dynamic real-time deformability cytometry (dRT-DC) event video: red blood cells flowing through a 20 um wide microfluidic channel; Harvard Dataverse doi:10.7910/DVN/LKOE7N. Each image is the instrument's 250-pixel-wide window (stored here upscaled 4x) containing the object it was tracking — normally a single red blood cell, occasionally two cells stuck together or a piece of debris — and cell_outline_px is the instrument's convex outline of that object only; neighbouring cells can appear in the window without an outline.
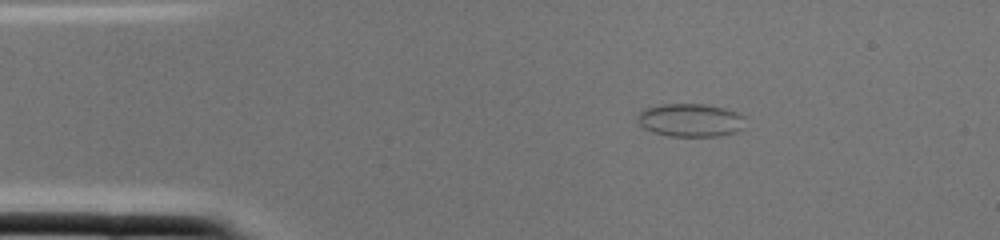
{"species": "common noctule bat (a hibernating species)", "species_latin": "Nyctalus noctula", "temperature_condition": "cold", "stored_images_in_passage": 1, "camera_frame_rate_fps": 3000, "um_per_image_px": 0.085, "animal": {"sex": "female", "body_mass_g": 22.0, "forearm_length_mm": 56.7}, "frame": {"image": 1, "passage_image": 1, "time_ms": 0.0, "image_size_px": [1000, 240], "cell_outline_px": [[744, 128], [736, 132], [720, 136], [668, 136], [652, 132], [644, 128], [636, 120], [636, 116], [644, 108], [660, 104], [704, 104], [724, 108], [736, 112], [744, 116]], "centroid_in_image_um": [58.67, 10.21], "position_along_channel_um": 26.3, "area_um2": 21.04}}